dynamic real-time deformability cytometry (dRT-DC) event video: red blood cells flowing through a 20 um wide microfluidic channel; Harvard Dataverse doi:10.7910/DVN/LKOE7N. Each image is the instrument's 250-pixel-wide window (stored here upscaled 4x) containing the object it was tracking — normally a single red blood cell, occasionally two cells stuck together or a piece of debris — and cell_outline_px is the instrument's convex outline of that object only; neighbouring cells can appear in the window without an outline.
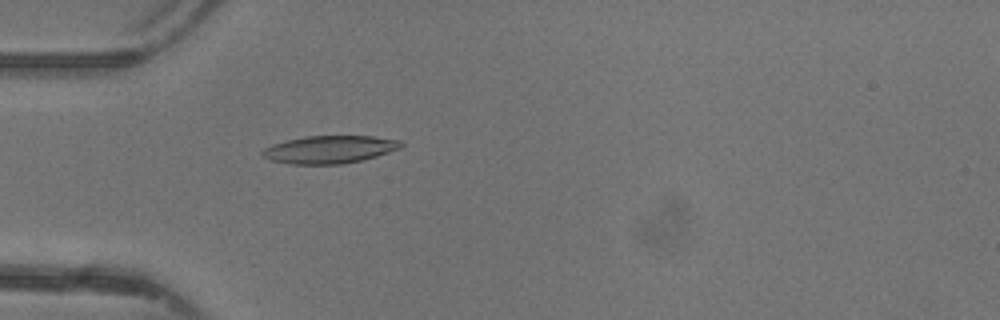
{"species": "common noctule bat (a hibernating species)", "species_latin": "Nyctalus noctula", "temperature_condition": "warm", "stored_images_in_passage": 48, "camera_frame_rate_fps": 3000, "um_per_image_px": 0.085, "animal": {"sex": "female"}, "frame": {"image": 1, "passage_image": 15, "time_ms": 4.667, "image_size_px": [1000, 320], "cell_outline_px": [[404, 144], [400, 148], [376, 156], [344, 164], [288, 164], [272, 160], [264, 156], [260, 152], [264, 148], [272, 144], [304, 136], [372, 136], [400, 140]], "centroid_in_image_um": [28.01, 12.7], "position_along_channel_um": 57.0, "area_um2": 22.25}}
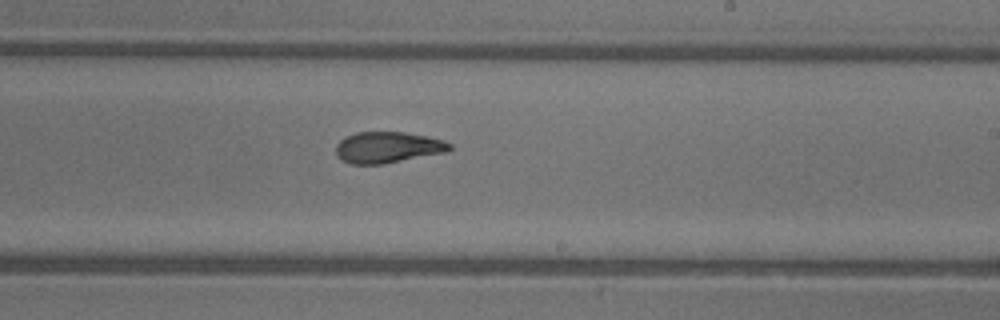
{"frame": {"image": 2, "passage_image": 29, "time_ms": 9.333, "image_size_px": [1000, 320], "cell_outline_px": [[452, 148], [448, 152], [384, 164], [352, 164], [340, 160], [336, 156], [336, 144], [344, 136], [356, 132], [404, 132], [428, 136], [444, 140], [452, 144]], "centroid_in_image_um": [32.96, 12.53], "position_along_channel_um": 256.0, "area_um2": 21.04}}
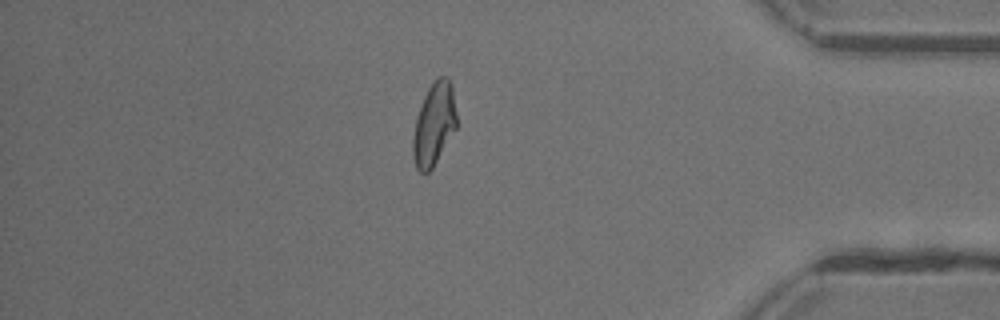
{"frame": {"image": 3, "passage_image": 41, "time_ms": 13.333, "image_size_px": [1000, 320], "cell_outline_px": [[456, 128], [432, 168], [428, 172], [420, 172], [416, 168], [412, 156], [412, 140], [416, 120], [424, 96], [428, 88], [440, 76], [448, 76], [452, 84], [456, 112]], "centroid_in_image_um": [36.89, 10.55], "position_along_channel_um": 398.3, "area_um2": 20.81}, "authors_computed_cell_mechanics": {"area_um2": 21.4727, "velocity_mm_per_s": 4.3995, "shape_relaxation_time_tau1_ms": 4.7017, "shape_relaxation_time_tau2_ms": 1.459, "deformation_change_tau1": 0.2132, "deformation_change_tau2": 0.0923}}